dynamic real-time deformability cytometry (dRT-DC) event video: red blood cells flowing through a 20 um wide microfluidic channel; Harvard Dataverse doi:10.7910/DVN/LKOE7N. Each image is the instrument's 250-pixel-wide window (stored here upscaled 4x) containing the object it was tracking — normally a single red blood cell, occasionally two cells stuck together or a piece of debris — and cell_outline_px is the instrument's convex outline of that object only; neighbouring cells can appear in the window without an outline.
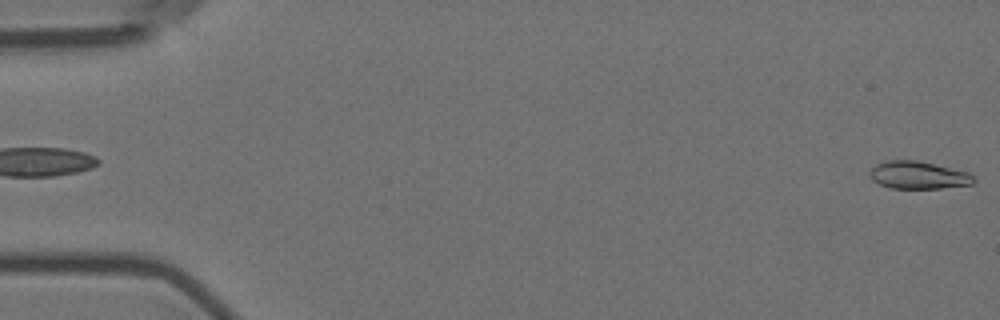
{"species": "Egyptian fruit bat (a non-hibernating species)", "species_latin": "Rousettus aegyptiacus", "temperature_condition": "room temperature", "stored_images_in_passage": 4, "segment_of_instrument_passage": [2, 2], "camera_frame_rate_fps": 3000, "um_per_image_px": 0.085, "animal": {"sex": "female"}, "frame": {"image": 1, "passage_image": 4, "time_ms": 1.0, "image_size_px": [1000, 320], "cell_outline_px": [[976, 180], [972, 184], [940, 188], [892, 188], [880, 184], [872, 180], [872, 168], [876, 164], [884, 160], [916, 160], [968, 172], [976, 176]], "centroid_in_image_um": [78.09, 14.88], "position_along_channel_um": 6.9, "area_um2": 16.53}}